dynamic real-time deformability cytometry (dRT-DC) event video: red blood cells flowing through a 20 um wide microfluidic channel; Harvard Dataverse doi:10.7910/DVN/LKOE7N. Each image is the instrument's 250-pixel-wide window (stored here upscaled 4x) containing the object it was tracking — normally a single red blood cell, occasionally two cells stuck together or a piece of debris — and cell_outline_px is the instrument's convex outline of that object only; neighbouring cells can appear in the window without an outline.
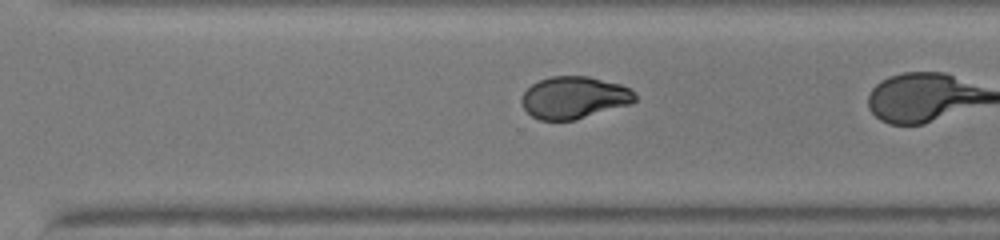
{"species": "human", "species_latin": "Homo sapiens", "temperature_condition": "warm", "stored_images_in_passage": 33, "camera_frame_rate_fps": 3000, "um_per_image_px": 0.085, "donor": {"sex": "male"}, "frame": {"image": 1, "passage_image": 29, "time_ms": 9.333, "image_size_px": [1000, 240], "cell_outline_px": [[636, 100], [632, 104], [572, 120], [540, 120], [532, 116], [524, 108], [520, 100], [524, 92], [532, 84], [540, 80], [552, 76], [588, 76], [620, 84], [632, 88], [636, 92]], "centroid_in_image_um": [48.83, 8.28], "position_along_channel_um": 321.8, "area_um2": 27.86}}